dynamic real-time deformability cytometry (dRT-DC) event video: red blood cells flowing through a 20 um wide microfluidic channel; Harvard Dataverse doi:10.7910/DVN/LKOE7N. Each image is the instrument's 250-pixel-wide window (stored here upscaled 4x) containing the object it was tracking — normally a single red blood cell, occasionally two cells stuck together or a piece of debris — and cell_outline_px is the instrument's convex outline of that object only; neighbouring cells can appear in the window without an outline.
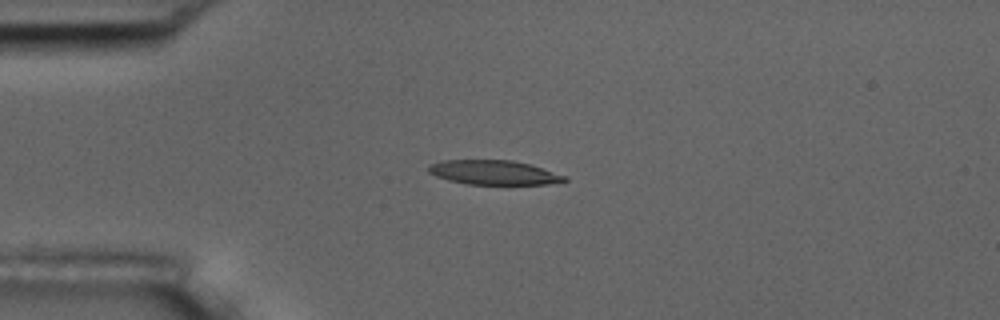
{"species": "common noctule bat (a hibernating species)", "species_latin": "Nyctalus noctula", "temperature_condition": "room temperature", "stored_images_in_passage": 9, "camera_frame_rate_fps": 3000, "um_per_image_px": 0.085, "animal": {"sex": "male", "body_mass_g": 17.5, "forearm_length_mm": 52.3}, "frame": {"image": 1, "passage_image": 3, "time_ms": 2.333, "image_size_px": [1000, 320], "cell_outline_px": [[568, 180], [548, 184], [468, 184], [448, 180], [436, 176], [428, 172], [428, 164], [444, 160], [512, 160], [528, 164], [568, 176]], "centroid_in_image_um": [41.96, 14.66], "position_along_channel_um": 43.0, "area_um2": 19.25}}
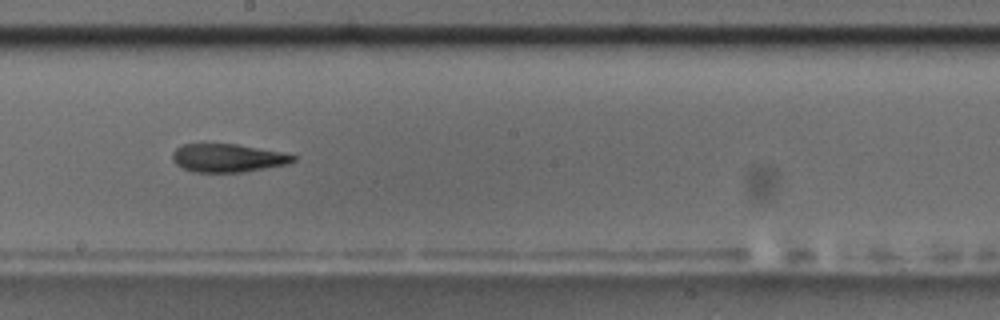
{"frame": {"image": 2, "passage_image": 8, "time_ms": 8.0, "image_size_px": [1000, 320], "cell_outline_px": [[296, 160], [288, 164], [244, 172], [192, 172], [176, 164], [172, 160], [172, 152], [180, 144], [236, 144], [280, 152], [296, 156]], "centroid_in_image_um": [19.33, 13.43], "position_along_channel_um": 228.9, "area_um2": 19.83}}
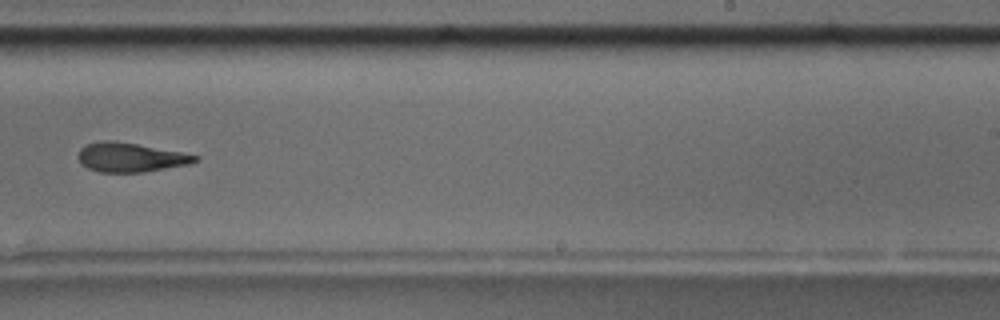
{"frame": {"image": 3, "passage_image": 9, "time_ms": 9.333, "image_size_px": [1000, 320], "cell_outline_px": [[200, 160], [188, 164], [144, 172], [100, 172], [88, 168], [80, 164], [76, 156], [80, 148], [84, 144], [100, 140], [112, 140], [136, 144], [180, 152], [200, 156]], "centroid_in_image_um": [11.02, 13.37], "position_along_channel_um": 278.0, "area_um2": 20.0}}